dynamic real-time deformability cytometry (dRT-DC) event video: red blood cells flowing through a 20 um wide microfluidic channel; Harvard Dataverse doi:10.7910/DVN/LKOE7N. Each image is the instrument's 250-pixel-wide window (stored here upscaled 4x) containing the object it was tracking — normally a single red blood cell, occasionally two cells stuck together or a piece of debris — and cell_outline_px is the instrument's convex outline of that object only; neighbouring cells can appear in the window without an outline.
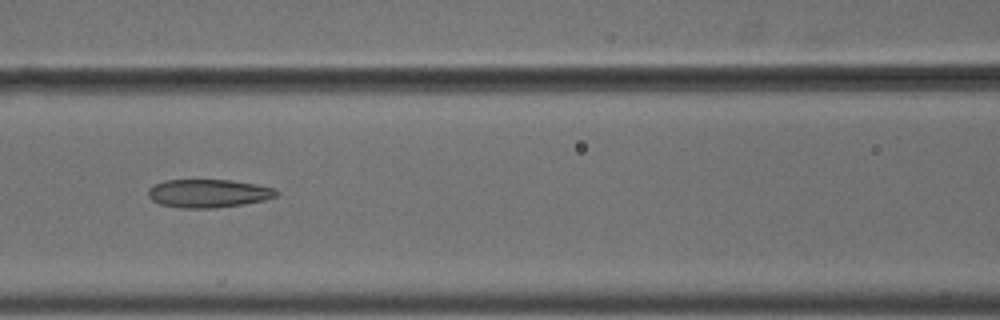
{"species": "common noctule bat (a hibernating species)", "species_latin": "Nyctalus noctula", "temperature_condition": "cold", "stored_images_in_passage": 9, "camera_frame_rate_fps": 3000, "um_per_image_px": 0.085, "animal": {"sex": "male", "body_mass_g": 18.8}, "frame": {"image": 1, "passage_image": 8, "time_ms": 2.333, "image_size_px": [1000, 320], "cell_outline_px": [[280, 192], [276, 196], [264, 200], [244, 204], [216, 208], [180, 208], [160, 204], [152, 200], [148, 196], [148, 188], [164, 180], [232, 180], [256, 184], [276, 188]], "centroid_in_image_um": [17.73, 16.44], "position_along_channel_um": 148.9, "area_um2": 21.27}}
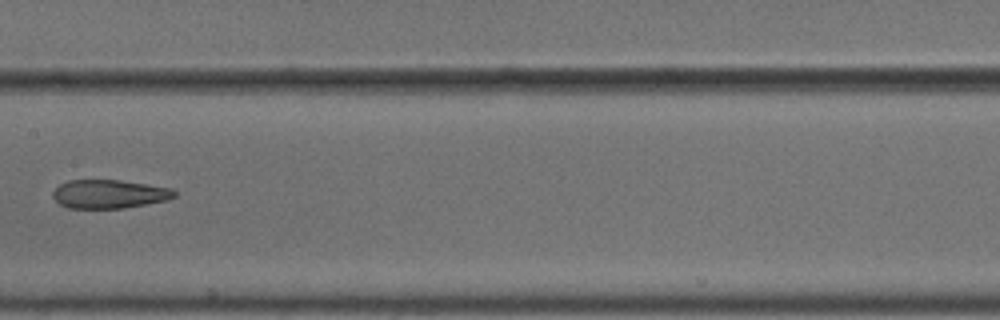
{"frame": {"image": 2, "passage_image": 9, "time_ms": 2.667, "image_size_px": [1000, 320], "cell_outline_px": [[176, 196], [168, 200], [124, 208], [68, 208], [60, 204], [52, 196], [52, 192], [60, 184], [68, 180], [120, 180], [172, 188], [176, 192]], "centroid_in_image_um": [9.29, 16.49], "position_along_channel_um": 198.1, "area_um2": 20.29}}